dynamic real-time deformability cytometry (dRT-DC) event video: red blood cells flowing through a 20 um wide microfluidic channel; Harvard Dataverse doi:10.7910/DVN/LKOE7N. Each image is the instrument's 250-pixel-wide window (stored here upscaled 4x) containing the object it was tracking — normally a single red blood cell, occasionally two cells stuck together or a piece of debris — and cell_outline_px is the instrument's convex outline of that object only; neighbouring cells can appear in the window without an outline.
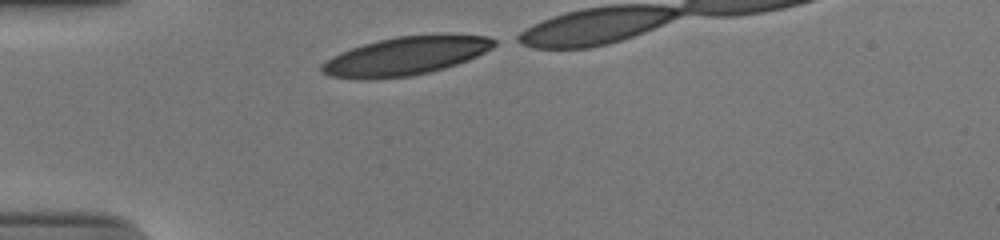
{"species": "human", "species_latin": "Homo sapiens", "temperature_condition": "cold", "stored_images_in_passage": 10, "camera_frame_rate_fps": 3000, "um_per_image_px": 0.085, "donor": {"sex": "male"}, "frame": {"image": 1, "passage_image": 1, "time_ms": 0.0, "image_size_px": [1000, 240], "cell_outline_px": [[496, 44], [492, 48], [468, 60], [444, 68], [412, 76], [328, 76], [320, 72], [320, 64], [332, 56], [340, 52], [364, 44], [396, 36], [488, 36], [496, 40]], "centroid_in_image_um": [34.49, 4.74], "position_along_channel_um": 50.5, "area_um2": 36.82}}
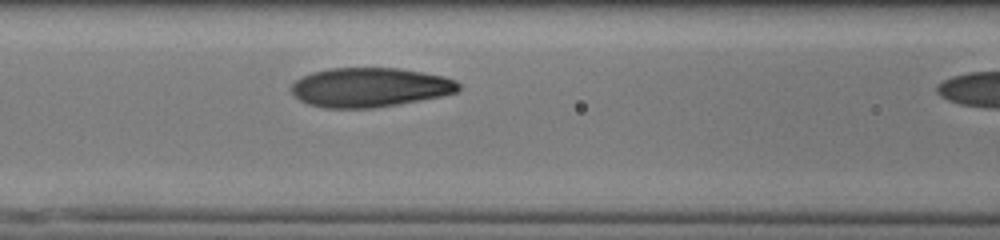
{"frame": {"image": 2, "passage_image": 9, "time_ms": 2.667, "image_size_px": [1000, 240], "cell_outline_px": [[460, 88], [456, 92], [440, 96], [396, 104], [372, 108], [324, 108], [308, 104], [292, 96], [288, 88], [296, 80], [312, 72], [332, 68], [396, 68], [444, 76], [456, 80], [460, 84]], "centroid_in_image_um": [31.38, 7.43], "position_along_channel_um": 135.2, "area_um2": 38.26}}